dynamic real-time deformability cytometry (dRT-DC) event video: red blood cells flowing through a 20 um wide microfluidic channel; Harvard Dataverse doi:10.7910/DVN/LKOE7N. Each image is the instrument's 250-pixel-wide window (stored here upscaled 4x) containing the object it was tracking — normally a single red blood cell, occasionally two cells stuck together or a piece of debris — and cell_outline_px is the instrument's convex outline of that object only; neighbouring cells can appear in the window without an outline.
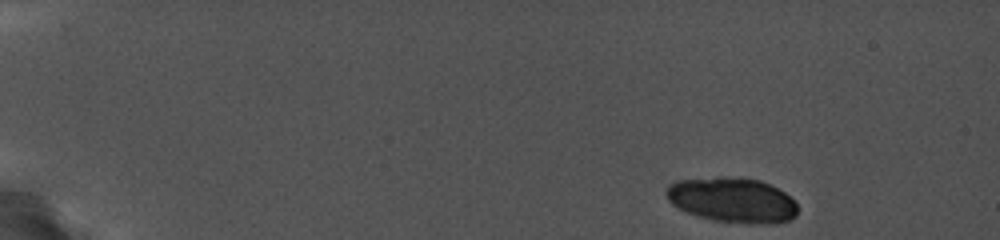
{"species": "common noctule bat (a hibernating species)", "species_latin": "Nyctalus noctula", "temperature_condition": "cold", "stored_images_in_passage": 12, "camera_frame_rate_fps": 5000, "um_per_image_px": 0.085, "animal": {"sex": "female", "body_mass_g": 19.0, "forearm_length_mm": 56.7}, "frame": {"image": 1, "passage_image": 1, "time_ms": 0.0, "image_size_px": [1000, 240], "cell_outline_px": [[796, 212], [788, 220], [752, 224], [744, 224], [716, 220], [696, 216], [672, 204], [668, 200], [668, 184], [680, 180], [760, 180], [784, 192], [796, 204]], "centroid_in_image_um": [62.24, 17.06], "position_along_channel_um": 22.8, "area_um2": 32.6}}